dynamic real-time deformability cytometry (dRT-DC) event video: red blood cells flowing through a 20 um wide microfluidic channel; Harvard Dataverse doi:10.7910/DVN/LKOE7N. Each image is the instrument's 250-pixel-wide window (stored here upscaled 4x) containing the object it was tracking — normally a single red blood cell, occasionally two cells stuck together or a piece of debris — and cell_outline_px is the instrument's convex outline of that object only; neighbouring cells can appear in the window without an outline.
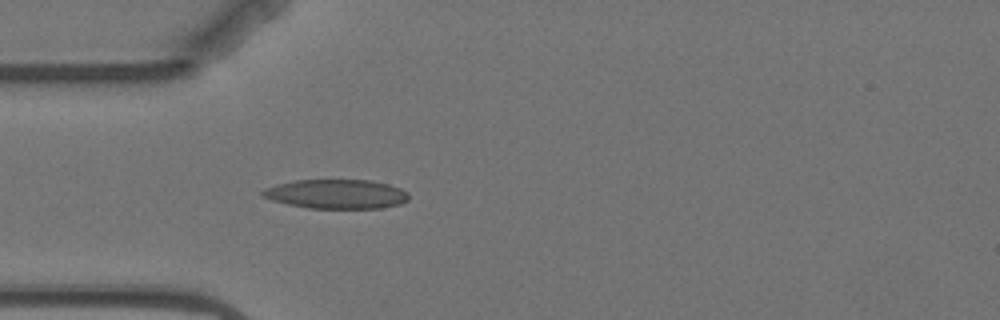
{"species": "Egyptian fruit bat (a non-hibernating species)", "species_latin": "Rousettus aegyptiacus", "temperature_condition": "warm", "stored_images_in_passage": 4, "camera_frame_rate_fps": 3000, "um_per_image_px": 0.085, "animal": {"sex": "female"}, "frame": {"image": 1, "passage_image": 4, "time_ms": 4.333, "image_size_px": [1000, 320], "cell_outline_px": [[408, 200], [400, 204], [380, 208], [308, 208], [288, 204], [272, 200], [264, 196], [260, 192], [264, 188], [276, 184], [296, 180], [368, 180], [388, 184], [400, 188], [408, 192]], "centroid_in_image_um": [28.59, 16.49], "position_along_channel_um": 56.4, "area_um2": 24.85}}